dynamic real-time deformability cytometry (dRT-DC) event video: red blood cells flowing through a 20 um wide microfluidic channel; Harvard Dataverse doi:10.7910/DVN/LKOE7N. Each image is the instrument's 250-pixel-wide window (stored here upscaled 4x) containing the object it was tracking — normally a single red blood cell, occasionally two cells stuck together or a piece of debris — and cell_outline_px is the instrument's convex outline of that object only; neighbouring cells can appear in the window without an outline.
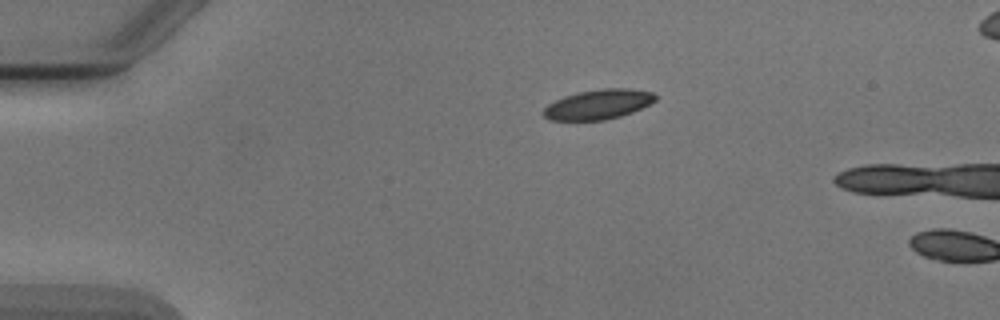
{"species": "Egyptian fruit bat (a non-hibernating species)", "species_latin": "Rousettus aegyptiacus", "temperature_condition": "cold", "stored_images_in_passage": 2, "camera_frame_rate_fps": 3000, "um_per_image_px": 0.085, "animal": {"sex": "male"}, "frame": {"image": 1, "passage_image": 1, "time_ms": 0.0, "image_size_px": [1000, 320], "cell_outline_px": [[656, 100], [632, 112], [620, 116], [604, 120], [552, 120], [544, 116], [544, 108], [548, 104], [564, 96], [576, 92], [600, 88], [628, 88], [652, 92], [656, 96]], "centroid_in_image_um": [50.85, 8.86], "position_along_channel_um": 34.2, "area_um2": 19.31}}